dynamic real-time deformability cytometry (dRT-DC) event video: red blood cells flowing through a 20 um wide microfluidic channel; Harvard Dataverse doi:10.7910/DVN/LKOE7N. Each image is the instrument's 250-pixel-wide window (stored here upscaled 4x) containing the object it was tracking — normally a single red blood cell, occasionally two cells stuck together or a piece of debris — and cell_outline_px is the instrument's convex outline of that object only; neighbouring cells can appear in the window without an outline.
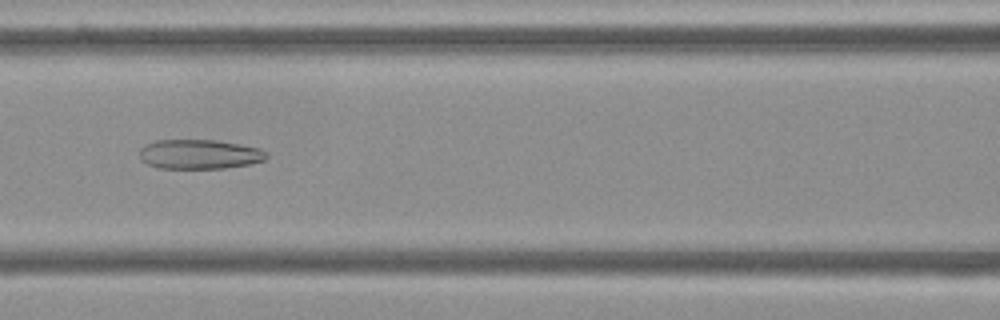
{"species": "Egyptian fruit bat (a non-hibernating species)", "species_latin": "Rousettus aegyptiacus", "temperature_condition": "cold", "stored_images_in_passage": 53, "camera_frame_rate_fps": 3000, "um_per_image_px": 0.085, "frame": {"image": 1, "passage_image": 23, "time_ms": 7.333, "image_size_px": [1000, 320], "cell_outline_px": [[268, 156], [264, 160], [248, 164], [224, 168], [160, 168], [148, 164], [140, 160], [140, 148], [144, 144], [156, 140], [216, 140], [240, 144], [260, 148]], "centroid_in_image_um": [16.91, 13.1], "position_along_channel_um": 149.7, "area_um2": 21.79}}
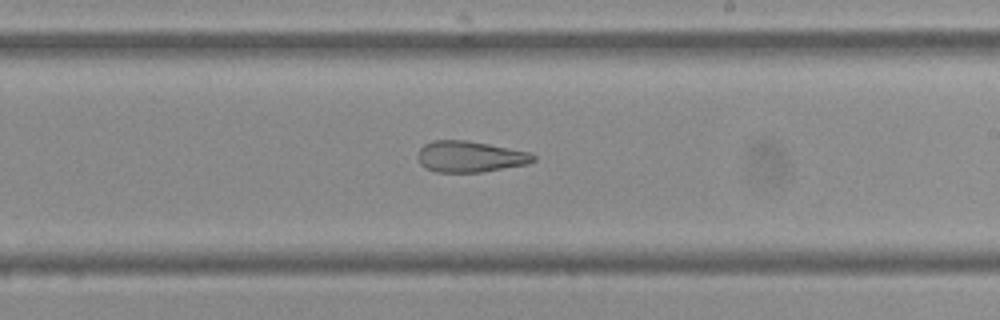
{"frame": {"image": 2, "passage_image": 31, "time_ms": 10.0, "image_size_px": [1000, 320], "cell_outline_px": [[536, 160], [528, 164], [480, 172], [436, 172], [424, 168], [420, 164], [416, 156], [420, 148], [424, 144], [432, 140], [464, 140], [488, 144], [532, 152], [536, 156]], "centroid_in_image_um": [39.94, 13.31], "position_along_channel_um": 249.1, "area_um2": 21.15}}
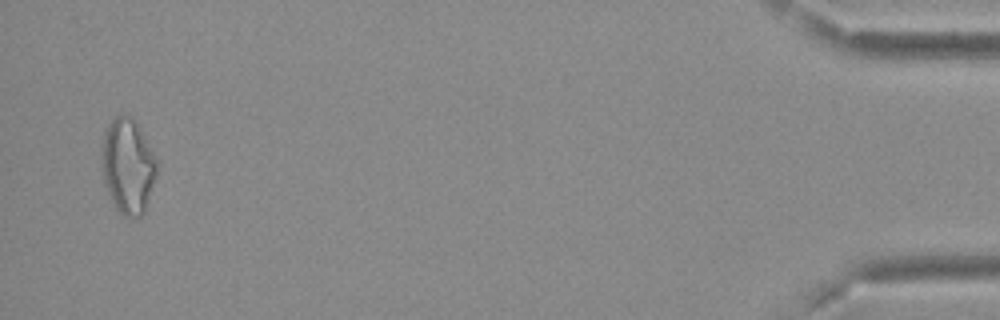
{"frame": {"image": 3, "passage_image": 52, "time_ms": 17.0, "image_size_px": [1000, 320], "cell_outline_px": [[156, 176], [144, 212], [140, 216], [124, 216], [116, 208], [108, 192], [100, 168], [100, 160], [104, 132], [108, 124], [116, 116], [132, 116], [156, 156]], "centroid_in_image_um": [10.85, 14.1], "position_along_channel_um": 424.4, "area_um2": 30.35}, "authors_computed_cell_mechanics": {"area_um2": 25.8366, "velocity_mm_per_s": 3.7377, "shape_relaxation_time_tau1_ms": null, "shape_relaxation_time_tau2_ms": 3.9914, "deformation_change_tau1": null, "deformation_change_tau2": 0.1464}}